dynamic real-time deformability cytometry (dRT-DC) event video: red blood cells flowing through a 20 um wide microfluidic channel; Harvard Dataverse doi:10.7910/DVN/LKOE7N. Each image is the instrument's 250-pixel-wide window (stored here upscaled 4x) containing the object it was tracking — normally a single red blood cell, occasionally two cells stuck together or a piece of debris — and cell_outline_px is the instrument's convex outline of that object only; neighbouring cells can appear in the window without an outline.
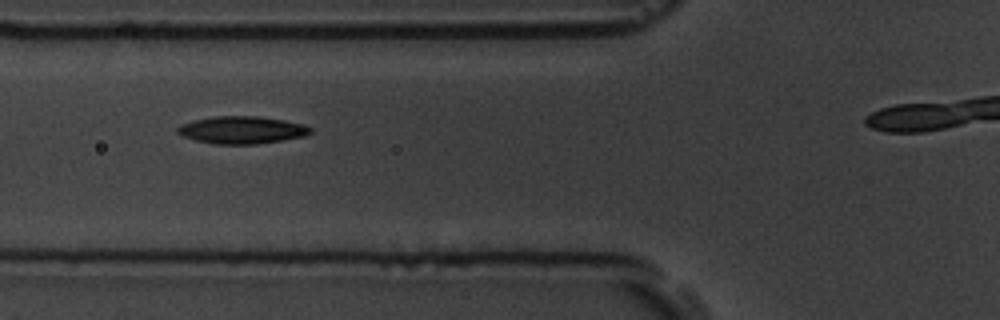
{"species": "common noctule bat (a hibernating species)", "species_latin": "Nyctalus noctula", "temperature_condition": "room temperature", "stored_images_in_passage": 8, "camera_frame_rate_fps": 3000, "um_per_image_px": 0.085, "animal": {"sex": "male", "body_mass_g": 19.5, "forearm_length_mm": 54.6}, "frame": {"image": 1, "passage_image": 7, "time_ms": 6.667, "image_size_px": [1000, 320], "cell_outline_px": [[312, 132], [304, 136], [284, 140], [256, 144], [216, 144], [196, 140], [184, 136], [176, 132], [176, 128], [180, 124], [212, 116], [260, 116], [284, 120], [304, 124], [312, 128]], "centroid_in_image_um": [20.58, 11.04], "position_along_channel_um": 105.2, "area_um2": 21.27}}